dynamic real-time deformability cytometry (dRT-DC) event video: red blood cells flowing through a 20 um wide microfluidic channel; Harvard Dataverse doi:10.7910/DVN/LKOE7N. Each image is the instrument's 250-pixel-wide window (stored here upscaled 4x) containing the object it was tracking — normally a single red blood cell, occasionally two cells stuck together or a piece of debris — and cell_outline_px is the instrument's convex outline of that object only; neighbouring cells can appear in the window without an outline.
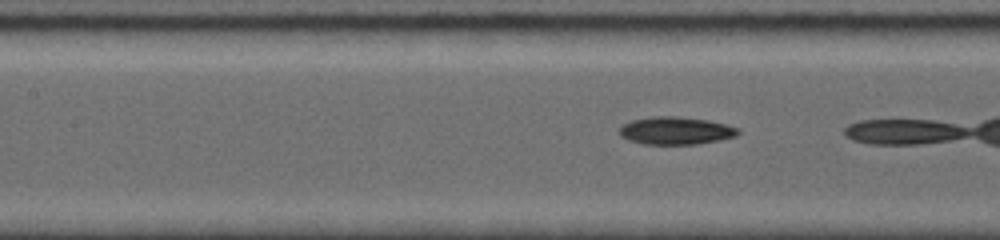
{"species": "common noctule bat (a hibernating species)", "species_latin": "Nyctalus noctula", "temperature_condition": "room temperature", "stored_images_in_passage": 14, "camera_frame_rate_fps": 5000, "um_per_image_px": 0.085, "animal": {"sex": "female", "body_mass_g": 19.0, "forearm_length_mm": 56.7}, "frame": {"image": 1, "passage_image": 8, "time_ms": 2.0, "image_size_px": [1000, 240], "cell_outline_px": [[740, 132], [736, 136], [720, 140], [696, 144], [644, 144], [628, 140], [620, 136], [620, 128], [624, 124], [632, 120], [652, 116], [676, 116], [708, 120], [740, 128]], "centroid_in_image_um": [57.45, 11.11], "position_along_channel_um": 150.0, "area_um2": 19.13}}
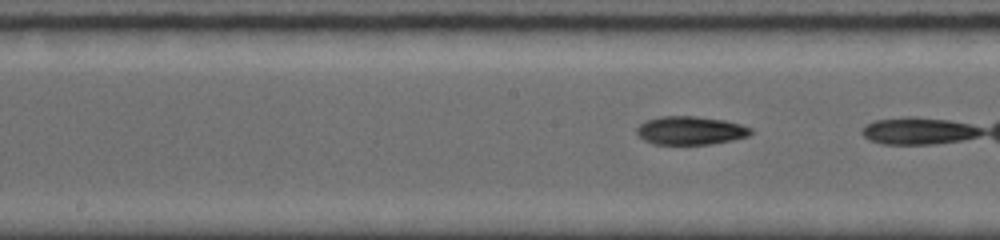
{"frame": {"image": 2, "passage_image": 12, "time_ms": 3.0, "image_size_px": [1000, 240], "cell_outline_px": [[752, 132], [748, 136], [732, 140], [712, 144], [652, 144], [644, 140], [636, 132], [636, 128], [640, 124], [648, 120], [660, 116], [692, 116], [724, 120], [740, 124], [752, 128]], "centroid_in_image_um": [58.69, 11.1], "position_along_channel_um": 189.5, "area_um2": 18.79}}